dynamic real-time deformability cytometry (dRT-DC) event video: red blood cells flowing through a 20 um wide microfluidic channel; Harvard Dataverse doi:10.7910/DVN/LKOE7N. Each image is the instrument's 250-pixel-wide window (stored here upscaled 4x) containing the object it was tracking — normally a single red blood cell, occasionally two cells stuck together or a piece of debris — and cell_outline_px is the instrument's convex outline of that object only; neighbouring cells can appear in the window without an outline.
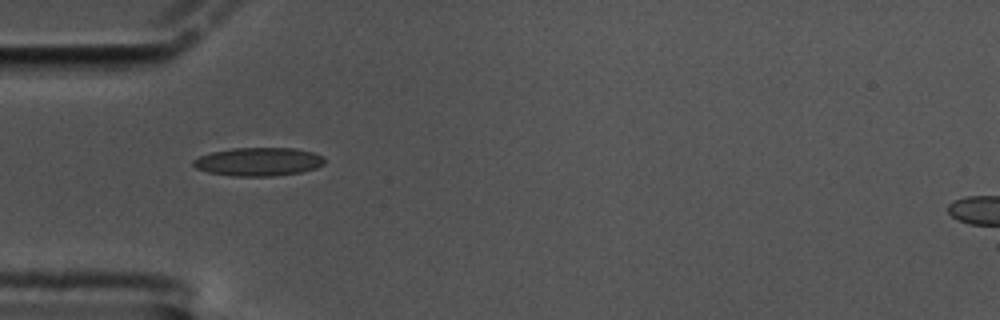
{"species": "common noctule bat (a hibernating species)", "species_latin": "Nyctalus noctula", "temperature_condition": "cold", "stored_images_in_passage": 43, "camera_frame_rate_fps": 3000, "um_per_image_px": 0.085, "animal": {"sex": "male", "body_mass_g": 17.5, "forearm_length_mm": 52.3}, "frame": {"image": 1, "passage_image": 1, "time_ms": 0.0, "image_size_px": [1000, 320], "cell_outline_px": [[324, 164], [316, 168], [300, 172], [272, 176], [232, 176], [208, 172], [196, 168], [192, 164], [192, 160], [200, 156], [212, 152], [232, 148], [296, 148], [312, 152], [324, 156]], "centroid_in_image_um": [21.97, 13.74], "position_along_channel_um": 63.0, "area_um2": 21.73}}
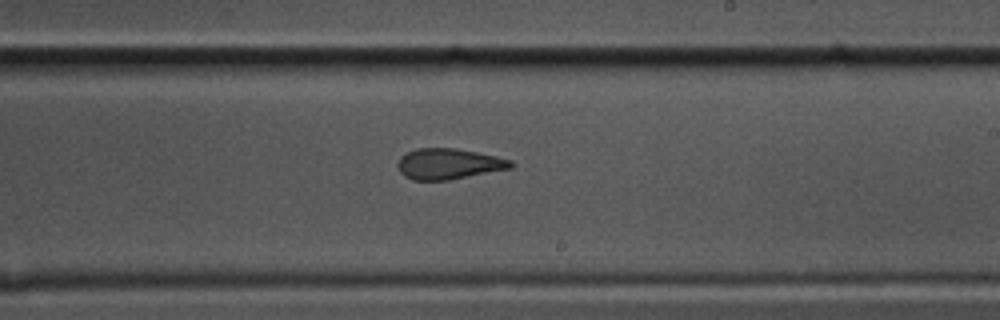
{"frame": {"image": 2, "passage_image": 18, "time_ms": 5.667, "image_size_px": [1000, 320], "cell_outline_px": [[516, 164], [512, 168], [448, 180], [412, 180], [404, 176], [400, 172], [396, 164], [400, 156], [416, 148], [456, 148], [496, 156], [512, 160]], "centroid_in_image_um": [38.13, 13.93], "position_along_channel_um": 250.9, "area_um2": 20.4}}
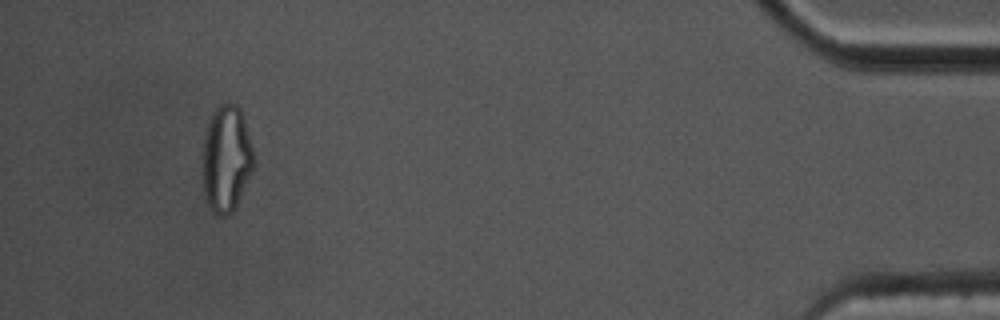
{"frame": {"image": 3, "passage_image": 39, "time_ms": 12.667, "image_size_px": [1000, 320], "cell_outline_px": [[252, 168], [236, 204], [232, 212], [228, 216], [216, 216], [212, 212], [208, 204], [204, 192], [200, 152], [204, 136], [212, 112], [220, 104], [236, 104], [240, 108], [244, 120], [252, 148]], "centroid_in_image_um": [19.17, 13.49], "position_along_channel_um": 416.0, "area_um2": 31.62}, "authors_computed_cell_mechanics": {"area_um2": 20.9814, "velocity_mm_per_s": 3.3354, "shape_relaxation_time_tau1_ms": null, "shape_relaxation_time_tau2_ms": 2.0201, "deformation_change_tau1": null, "deformation_change_tau2": 0.1134}}